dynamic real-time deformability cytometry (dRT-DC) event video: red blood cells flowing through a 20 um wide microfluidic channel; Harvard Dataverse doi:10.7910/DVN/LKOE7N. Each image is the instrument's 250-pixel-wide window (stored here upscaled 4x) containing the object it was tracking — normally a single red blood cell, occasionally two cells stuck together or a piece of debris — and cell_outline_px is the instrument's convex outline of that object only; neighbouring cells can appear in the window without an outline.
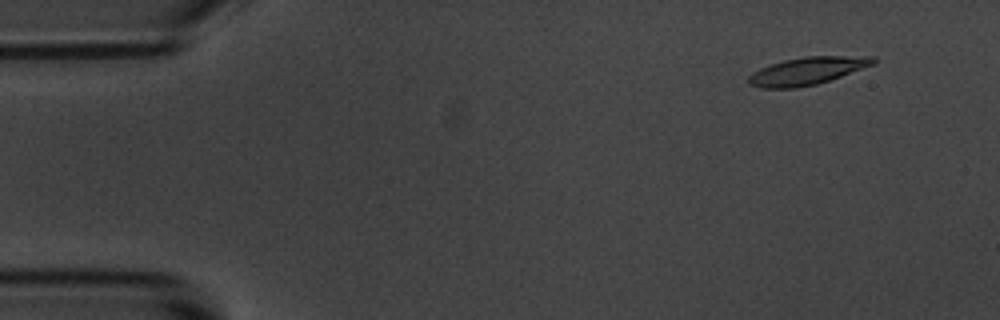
{"species": "common noctule bat (a hibernating species)", "species_latin": "Nyctalus noctula", "temperature_condition": "room temperature", "stored_images_in_passage": 55, "camera_frame_rate_fps": 3000, "um_per_image_px": 0.085, "animal": {"sex": "male", "body_mass_g": 20.1, "forearm_length_mm": 53.5}, "frame": {"image": 1, "passage_image": 5, "time_ms": 1.333, "image_size_px": [1000, 320], "cell_outline_px": [[876, 64], [816, 84], [796, 88], [760, 88], [748, 84], [748, 76], [752, 72], [768, 64], [784, 60], [804, 56], [876, 56]], "centroid_in_image_um": [68.59, 6.02], "position_along_channel_um": 16.4, "area_um2": 20.17}}
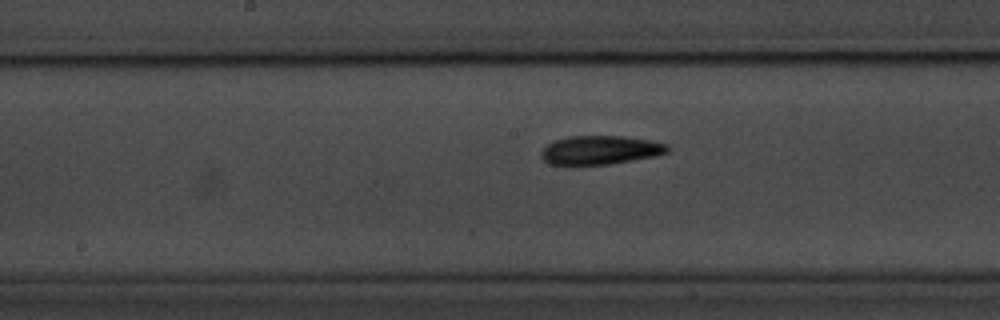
{"frame": {"image": 2, "passage_image": 28, "time_ms": 9.0, "image_size_px": [1000, 320], "cell_outline_px": [[672, 148], [668, 152], [656, 156], [608, 164], [564, 168], [548, 164], [540, 156], [540, 152], [552, 140], [568, 136], [624, 136], [652, 140], [668, 144]], "centroid_in_image_um": [50.96, 12.79], "position_along_channel_um": 197.2, "area_um2": 22.2}}
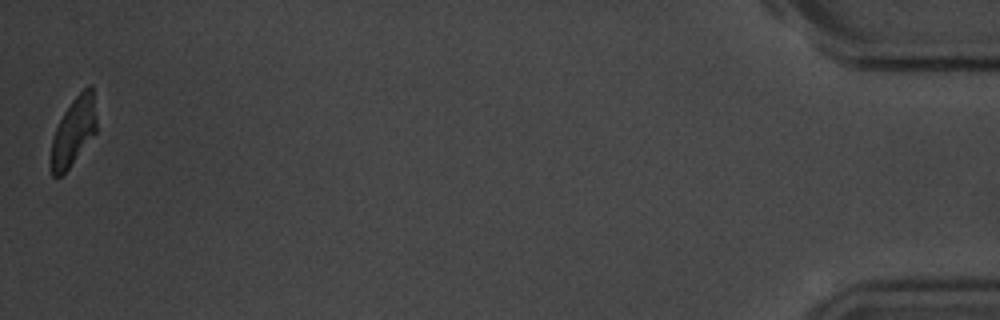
{"frame": {"image": 3, "passage_image": 55, "time_ms": 18.0, "image_size_px": [1000, 320], "cell_outline_px": [[96, 132], [68, 168], [60, 176], [52, 176], [52, 140], [56, 128], [64, 112], [72, 100], [88, 84], [92, 84], [96, 116]], "centroid_in_image_um": [6.28, 11.11], "position_along_channel_um": 428.9, "area_um2": 17.57}, "authors_computed_cell_mechanics": {"area_um2": 20.3456, "velocity_mm_per_s": 3.6211, "shape_relaxation_time_tau1_ms": 3.1095, "shape_relaxation_time_tau2_ms": 7.0482, "deformation_change_tau1": 0.1469, "deformation_change_tau2": 0.1567}}